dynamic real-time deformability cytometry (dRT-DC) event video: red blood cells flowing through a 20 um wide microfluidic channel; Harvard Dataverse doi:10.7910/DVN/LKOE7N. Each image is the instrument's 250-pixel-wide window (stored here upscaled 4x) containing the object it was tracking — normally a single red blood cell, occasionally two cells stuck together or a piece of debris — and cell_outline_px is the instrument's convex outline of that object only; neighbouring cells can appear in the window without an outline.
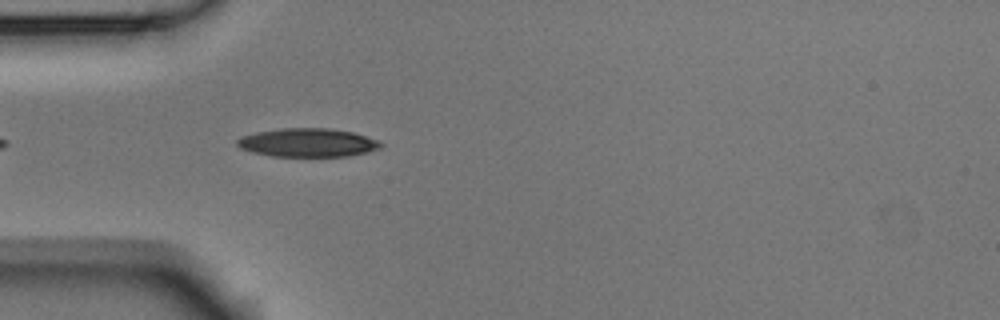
{"species": "Egyptian fruit bat (a non-hibernating species)", "species_latin": "Rousettus aegyptiacus", "temperature_condition": "room temperature", "stored_images_in_passage": 4, "camera_frame_rate_fps": 3000, "um_per_image_px": 0.085, "animal": {"sex": "male"}, "frame": {"image": 1, "passage_image": 4, "time_ms": 1.0, "image_size_px": [1000, 320], "cell_outline_px": [[384, 144], [380, 148], [348, 156], [272, 156], [252, 152], [240, 148], [236, 144], [236, 140], [244, 136], [256, 132], [280, 128], [328, 128], [352, 132], [380, 140]], "centroid_in_image_um": [26.16, 12.12], "position_along_channel_um": 58.8, "area_um2": 23.81}}